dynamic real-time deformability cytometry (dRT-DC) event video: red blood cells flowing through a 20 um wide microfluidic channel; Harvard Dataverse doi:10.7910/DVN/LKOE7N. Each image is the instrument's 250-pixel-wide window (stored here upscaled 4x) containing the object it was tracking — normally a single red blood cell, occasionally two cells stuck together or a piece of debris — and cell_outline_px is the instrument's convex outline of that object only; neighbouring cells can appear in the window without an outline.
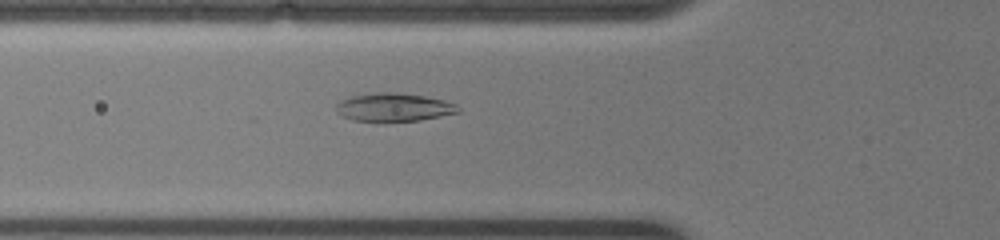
{"species": "common noctule bat (a hibernating species)", "species_latin": "Nyctalus noctula", "temperature_condition": "warm", "stored_images_in_passage": 10, "camera_frame_rate_fps": 3000, "um_per_image_px": 0.085, "animal": {"sex": "female", "body_mass_g": 19.0, "forearm_length_mm": 51.5}, "frame": {"image": 1, "passage_image": 6, "time_ms": 1.667, "image_size_px": [1000, 240], "cell_outline_px": [[460, 112], [420, 120], [376, 124], [352, 120], [340, 116], [336, 112], [336, 104], [340, 100], [352, 96], [376, 92], [392, 92], [424, 96], [444, 100], [456, 104], [460, 108]], "centroid_in_image_um": [33.41, 9.16], "position_along_channel_um": 92.4, "area_um2": 20.81}}